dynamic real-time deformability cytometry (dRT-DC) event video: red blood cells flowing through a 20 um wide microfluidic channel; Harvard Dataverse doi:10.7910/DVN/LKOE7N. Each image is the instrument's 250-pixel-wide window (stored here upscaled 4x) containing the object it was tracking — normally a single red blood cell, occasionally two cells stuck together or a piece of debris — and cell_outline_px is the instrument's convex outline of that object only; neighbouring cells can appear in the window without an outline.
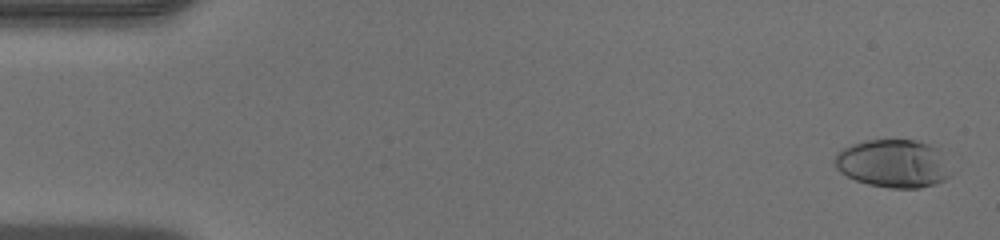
{"species": "human", "species_latin": "Homo sapiens", "temperature_condition": "warm", "stored_images_in_passage": 48, "camera_frame_rate_fps": 3000, "um_per_image_px": 0.085, "donor": {"sex": "male"}, "frame": {"image": 1, "passage_image": 2, "time_ms": 0.333, "image_size_px": [1000, 240], "cell_outline_px": [[952, 172], [944, 180], [936, 184], [920, 188], [888, 188], [868, 184], [856, 180], [840, 172], [836, 168], [832, 160], [836, 152], [852, 144], [868, 140], [916, 140], [928, 144], [936, 148]], "centroid_in_image_um": [75.88, 13.91], "position_along_channel_um": 9.1, "area_um2": 32.48}}
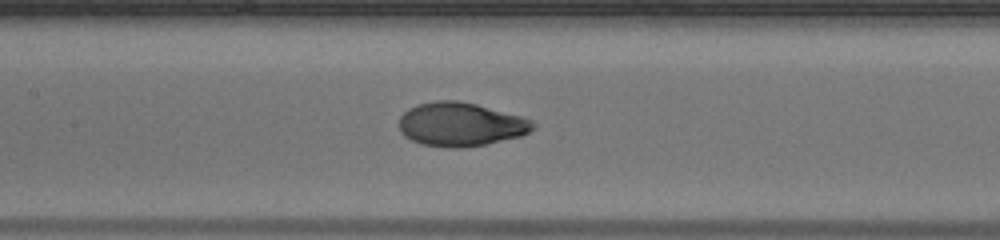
{"frame": {"image": 2, "passage_image": 23, "time_ms": 7.333, "image_size_px": [1000, 240], "cell_outline_px": [[536, 128], [520, 136], [484, 144], [460, 148], [452, 148], [420, 144], [404, 136], [400, 132], [400, 116], [408, 108], [416, 104], [436, 100], [456, 100], [476, 104], [520, 116], [532, 120], [536, 124]], "centroid_in_image_um": [39.13, 10.56], "position_along_channel_um": 168.3, "area_um2": 34.1}}
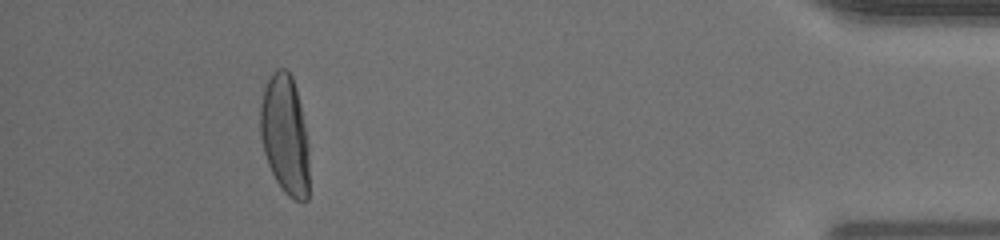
{"frame": {"image": 3, "passage_image": 44, "time_ms": 14.333, "image_size_px": [1000, 240], "cell_outline_px": [[308, 200], [296, 200], [288, 196], [284, 192], [276, 180], [268, 164], [264, 152], [260, 136], [260, 104], [264, 88], [272, 72], [276, 68], [284, 68], [292, 76], [296, 88], [300, 104], [308, 152]], "centroid_in_image_um": [24.2, 11.44], "position_along_channel_um": 411.0, "area_um2": 33.76}}